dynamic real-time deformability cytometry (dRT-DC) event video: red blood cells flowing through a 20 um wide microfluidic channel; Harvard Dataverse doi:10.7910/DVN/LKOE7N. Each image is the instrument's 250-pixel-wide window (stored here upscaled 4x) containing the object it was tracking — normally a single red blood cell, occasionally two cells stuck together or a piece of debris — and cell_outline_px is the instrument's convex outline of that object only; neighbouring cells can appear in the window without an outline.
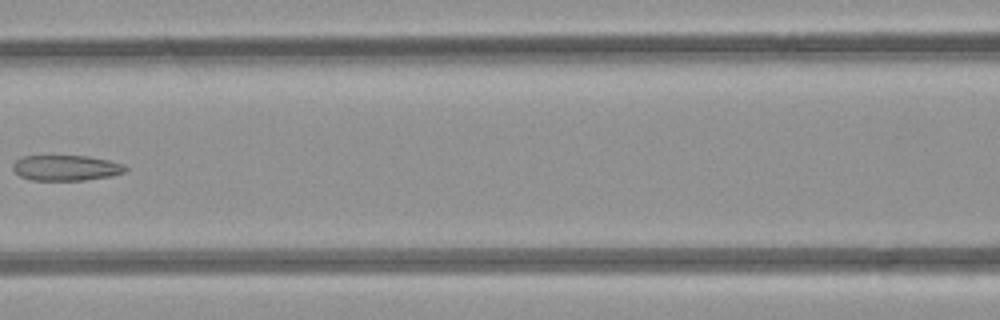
{"species": "common noctule bat (a hibernating species)", "species_latin": "Nyctalus noctula", "temperature_condition": "room temperature", "stored_images_in_passage": 5, "camera_frame_rate_fps": 3000, "um_per_image_px": 0.085, "animal": {"sex": "female", "body_mass_g": 21.9}, "frame": {"image": 1, "passage_image": 5, "time_ms": 4.667, "image_size_px": [1000, 320], "cell_outline_px": [[128, 168], [124, 172], [112, 176], [84, 180], [32, 180], [20, 176], [12, 168], [12, 164], [16, 160], [24, 156], [88, 156], [108, 160], [124, 164]], "centroid_in_image_um": [5.63, 14.27], "position_along_channel_um": 161.0, "area_um2": 16.7}}